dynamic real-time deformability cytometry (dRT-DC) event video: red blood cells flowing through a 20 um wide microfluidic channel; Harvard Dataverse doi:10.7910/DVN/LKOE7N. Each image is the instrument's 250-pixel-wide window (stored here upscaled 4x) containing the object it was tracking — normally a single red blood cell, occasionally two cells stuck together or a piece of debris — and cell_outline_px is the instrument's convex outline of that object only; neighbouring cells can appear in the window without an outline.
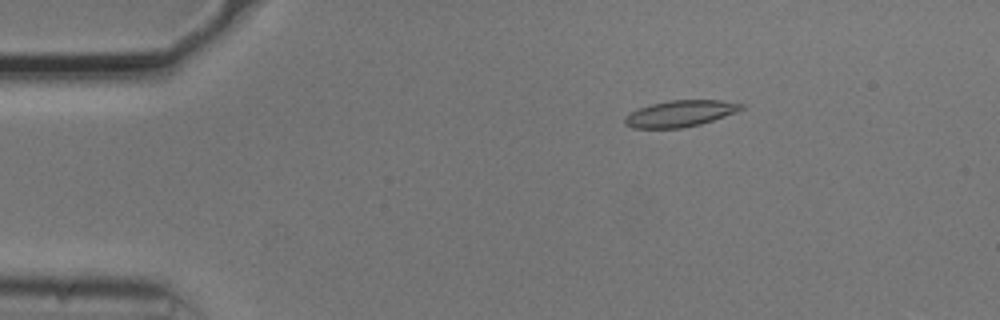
{"species": "common noctule bat (a hibernating species)", "species_latin": "Nyctalus noctula", "temperature_condition": "cold", "stored_images_in_passage": 24, "camera_frame_rate_fps": 3000, "um_per_image_px": 0.085, "animal": {"sex": "male", "body_mass_g": 20.5, "forearm_length_mm": 52.5}, "frame": {"image": 1, "passage_image": 4, "time_ms": 1.0, "image_size_px": [1000, 320], "cell_outline_px": [[744, 108], [736, 112], [700, 124], [680, 128], [632, 128], [624, 124], [624, 116], [640, 108], [652, 104], [668, 100], [720, 100], [744, 104]], "centroid_in_image_um": [57.8, 9.65], "position_along_channel_um": 27.2, "area_um2": 17.74}}
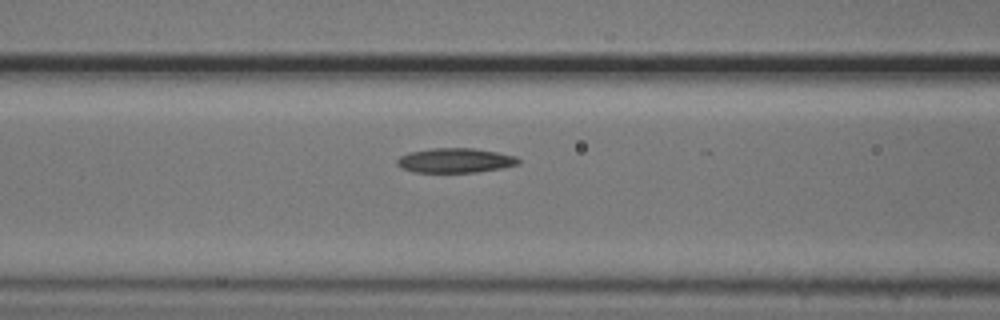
{"frame": {"image": 2, "passage_image": 17, "time_ms": 5.333, "image_size_px": [1000, 320], "cell_outline_px": [[520, 164], [504, 168], [476, 172], [416, 172], [400, 168], [396, 164], [396, 160], [400, 156], [408, 152], [432, 148], [472, 148], [496, 152], [516, 156], [520, 160]], "centroid_in_image_um": [38.69, 13.64], "position_along_channel_um": 127.9, "area_um2": 17.51}}
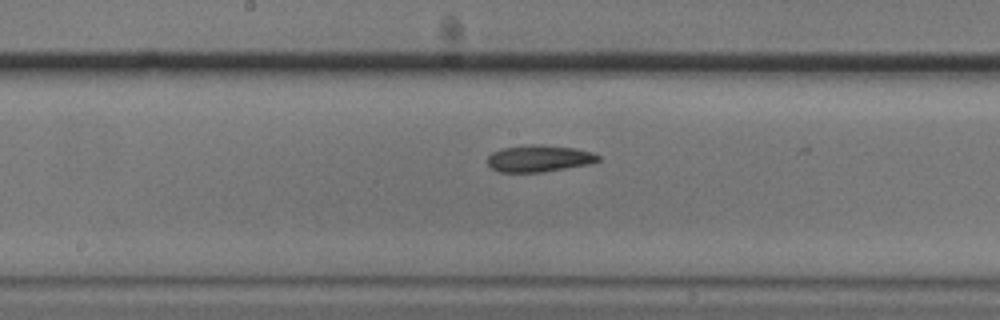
{"frame": {"image": 3, "passage_image": 23, "time_ms": 7.333, "image_size_px": [1000, 320], "cell_outline_px": [[600, 160], [592, 164], [544, 172], [500, 172], [492, 168], [488, 164], [488, 156], [492, 152], [504, 148], [532, 144], [536, 144], [576, 148], [592, 152], [600, 156]], "centroid_in_image_um": [45.86, 13.47], "position_along_channel_um": 202.3, "area_um2": 17.34}}